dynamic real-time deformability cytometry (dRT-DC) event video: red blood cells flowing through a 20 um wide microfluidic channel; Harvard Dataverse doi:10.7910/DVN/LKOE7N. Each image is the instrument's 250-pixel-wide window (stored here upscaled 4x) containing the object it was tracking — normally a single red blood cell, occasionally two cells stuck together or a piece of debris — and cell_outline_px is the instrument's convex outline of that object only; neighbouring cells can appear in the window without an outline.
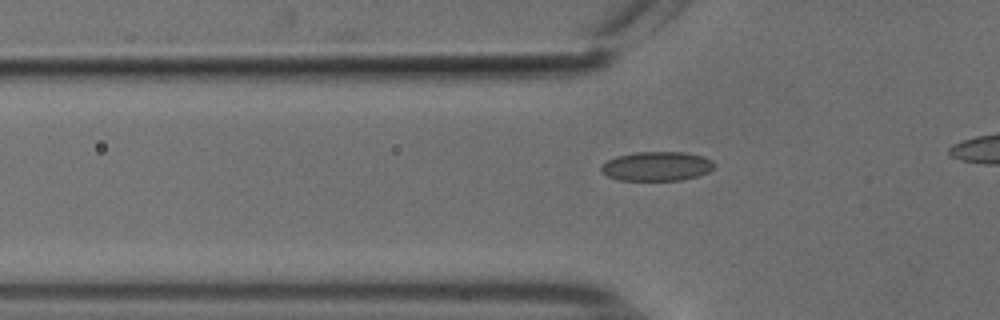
{"species": "common noctule bat (a hibernating species)", "species_latin": "Nyctalus noctula", "temperature_condition": "cold", "stored_images_in_passage": 23, "camera_frame_rate_fps": 3000, "um_per_image_px": 0.085, "animal": {"sex": "male", "body_mass_g": 18.8}, "frame": {"image": 1, "passage_image": 10, "time_ms": 3.0, "image_size_px": [1000, 320], "cell_outline_px": [[716, 164], [708, 172], [700, 176], [680, 180], [616, 180], [600, 172], [600, 168], [608, 160], [616, 156], [636, 152], [684, 152], [704, 156], [712, 160]], "centroid_in_image_um": [55.84, 14.13], "position_along_channel_um": 70.0, "area_um2": 19.42}}
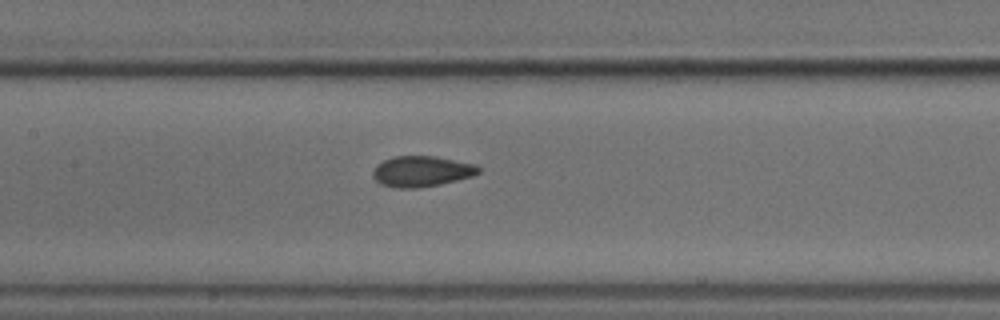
{"frame": {"image": 2, "passage_image": 18, "time_ms": 5.667, "image_size_px": [1000, 320], "cell_outline_px": [[480, 172], [472, 176], [440, 184], [416, 188], [396, 188], [380, 184], [372, 176], [372, 172], [376, 164], [384, 160], [396, 156], [436, 156], [476, 164], [480, 168]], "centroid_in_image_um": [35.82, 14.56], "position_along_channel_um": 171.6, "area_um2": 18.96}}
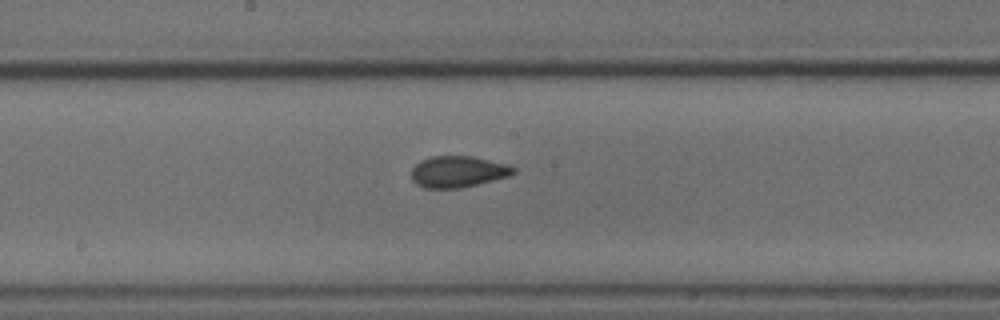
{"frame": {"image": 3, "passage_image": 21, "time_ms": 6.667, "image_size_px": [1000, 320], "cell_outline_px": [[516, 172], [508, 176], [460, 188], [424, 188], [416, 184], [412, 180], [412, 168], [420, 160], [432, 156], [472, 156], [512, 164], [516, 168]], "centroid_in_image_um": [38.95, 14.58], "position_along_channel_um": 209.3, "area_um2": 18.79}}